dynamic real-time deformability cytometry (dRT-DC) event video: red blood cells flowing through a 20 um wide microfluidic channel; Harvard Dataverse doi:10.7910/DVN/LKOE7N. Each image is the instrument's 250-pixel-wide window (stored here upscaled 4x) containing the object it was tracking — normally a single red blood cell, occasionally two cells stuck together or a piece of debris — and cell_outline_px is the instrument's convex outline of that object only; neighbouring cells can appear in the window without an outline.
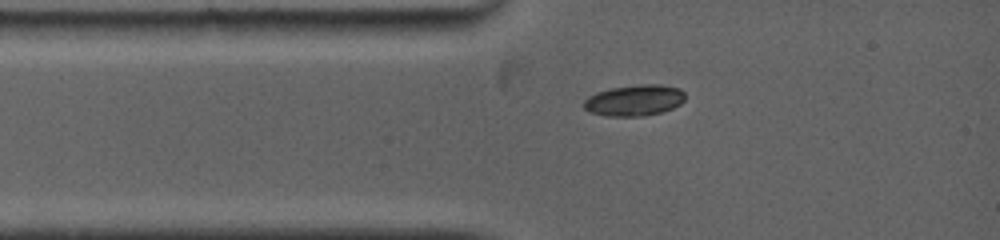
{"species": "common noctule bat (a hibernating species)", "species_latin": "Nyctalus noctula", "temperature_condition": "warm", "stored_images_in_passage": 3, "camera_frame_rate_fps": 5000, "um_per_image_px": 0.085, "animal": {"sex": "female", "body_mass_g": 19.0, "forearm_length_mm": 53.3}, "frame": {"image": 1, "passage_image": 1, "time_ms": 0.0, "image_size_px": [1000, 240], "cell_outline_px": [[684, 100], [680, 104], [672, 108], [660, 112], [644, 116], [608, 116], [588, 112], [584, 108], [584, 100], [588, 96], [596, 92], [612, 88], [640, 84], [660, 84], [680, 88], [684, 92]], "centroid_in_image_um": [53.91, 8.52], "position_along_channel_um": 31.1, "area_um2": 18.38}}